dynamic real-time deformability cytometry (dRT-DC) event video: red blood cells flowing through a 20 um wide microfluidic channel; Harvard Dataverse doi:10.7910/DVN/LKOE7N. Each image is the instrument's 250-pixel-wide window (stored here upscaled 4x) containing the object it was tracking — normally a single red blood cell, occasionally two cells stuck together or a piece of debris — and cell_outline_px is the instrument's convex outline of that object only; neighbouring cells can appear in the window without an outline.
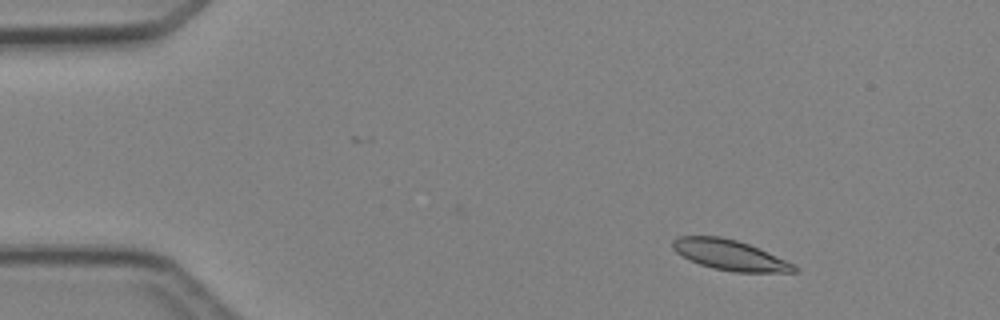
{"species": "Egyptian fruit bat (a non-hibernating species)", "species_latin": "Rousettus aegyptiacus", "temperature_condition": "cold", "stored_images_in_passage": 4, "camera_frame_rate_fps": 3000, "um_per_image_px": 0.085, "animal": {"sex": "female"}, "frame": {"image": 1, "passage_image": 2, "time_ms": 1.0, "image_size_px": [1000, 320], "cell_outline_px": [[800, 268], [796, 272], [736, 272], [712, 268], [700, 264], [676, 252], [672, 248], [672, 240], [676, 236], [720, 236], [736, 240], [748, 244], [796, 264]], "centroid_in_image_um": [62.06, 21.67], "position_along_channel_um": 22.9, "area_um2": 21.39}}